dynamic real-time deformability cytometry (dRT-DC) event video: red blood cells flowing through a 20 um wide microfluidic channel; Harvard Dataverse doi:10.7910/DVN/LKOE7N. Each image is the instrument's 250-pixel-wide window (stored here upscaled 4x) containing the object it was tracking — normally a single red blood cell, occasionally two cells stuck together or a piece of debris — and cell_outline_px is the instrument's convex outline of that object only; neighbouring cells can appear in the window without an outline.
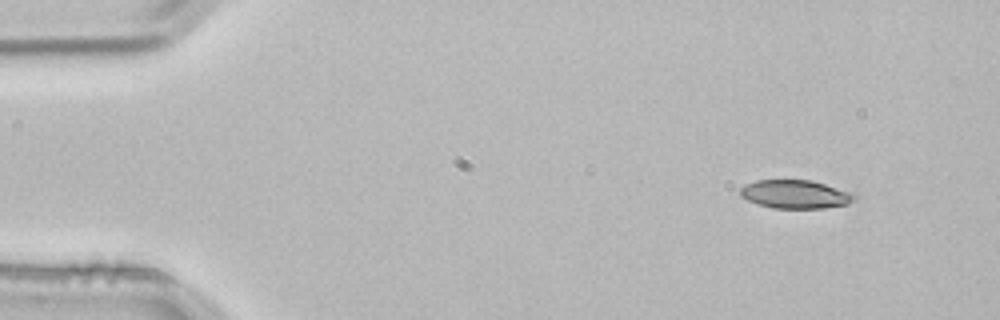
{"species": "common noctule bat (a hibernating species)", "species_latin": "Nyctalus noctula", "temperature_condition": "room temperature", "stored_images_in_passage": 4, "segment_of_instrument_passage": [1, 2], "camera_frame_rate_fps": 3000, "um_per_image_px": 0.085, "animal": {"sex": "male", "body_mass_g": 21.5, "forearm_length_mm": 52.0}, "frame": {"image": 1, "passage_image": 1, "time_ms": 0.0, "image_size_px": [1000, 320], "cell_outline_px": [[856, 200], [848, 204], [824, 208], [772, 208], [748, 200], [740, 196], [740, 188], [756, 180], [812, 180], [852, 192], [856, 196]], "centroid_in_image_um": [67.64, 16.51], "position_along_channel_um": 17.4, "area_um2": 18.9}}
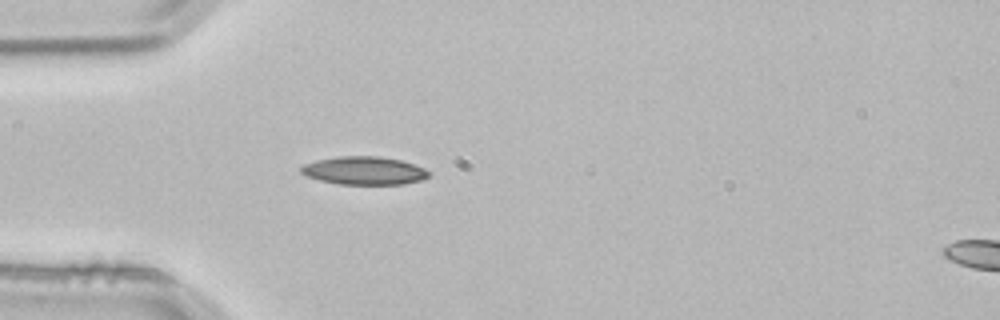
{"frame": {"image": 2, "passage_image": 3, "time_ms": 0.667, "image_size_px": [1000, 320], "cell_outline_px": [[428, 176], [420, 180], [404, 184], [340, 184], [320, 180], [308, 176], [300, 172], [300, 168], [304, 164], [316, 160], [336, 156], [380, 156], [400, 160], [424, 168], [428, 172]], "centroid_in_image_um": [30.92, 14.49], "position_along_channel_um": 54.1, "area_um2": 20.75}}